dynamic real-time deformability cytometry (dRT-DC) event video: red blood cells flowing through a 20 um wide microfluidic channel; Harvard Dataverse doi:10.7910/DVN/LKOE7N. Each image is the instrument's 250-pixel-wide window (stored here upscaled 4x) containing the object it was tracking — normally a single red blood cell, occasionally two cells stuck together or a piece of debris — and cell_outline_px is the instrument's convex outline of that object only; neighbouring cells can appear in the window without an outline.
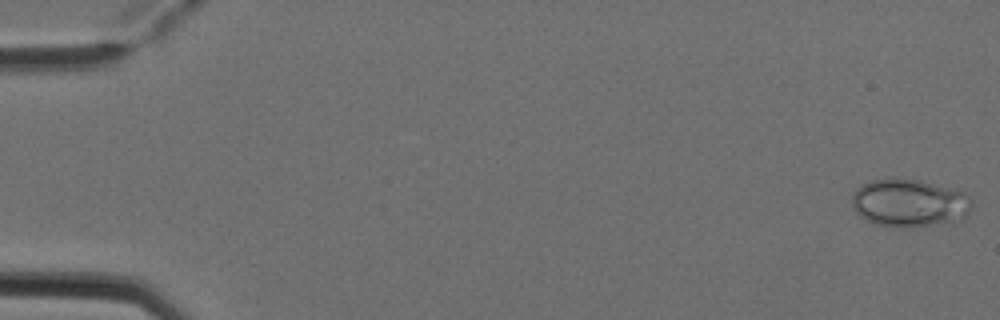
{"species": "Egyptian fruit bat (a non-hibernating species)", "species_latin": "Rousettus aegyptiacus", "temperature_condition": "cold", "stored_images_in_passage": 4, "camera_frame_rate_fps": 3000, "um_per_image_px": 0.085, "animal": {"sex": "female"}, "frame": {"image": 1, "passage_image": 1, "time_ms": 0.0, "image_size_px": [1000, 320], "cell_outline_px": [[972, 204], [964, 216], [960, 220], [952, 224], [876, 224], [860, 216], [856, 212], [852, 204], [852, 196], [856, 188], [860, 184], [872, 180], [888, 176], [916, 180], [964, 192], [972, 200]], "centroid_in_image_um": [77.27, 17.2], "position_along_channel_um": 7.7, "area_um2": 32.77}}